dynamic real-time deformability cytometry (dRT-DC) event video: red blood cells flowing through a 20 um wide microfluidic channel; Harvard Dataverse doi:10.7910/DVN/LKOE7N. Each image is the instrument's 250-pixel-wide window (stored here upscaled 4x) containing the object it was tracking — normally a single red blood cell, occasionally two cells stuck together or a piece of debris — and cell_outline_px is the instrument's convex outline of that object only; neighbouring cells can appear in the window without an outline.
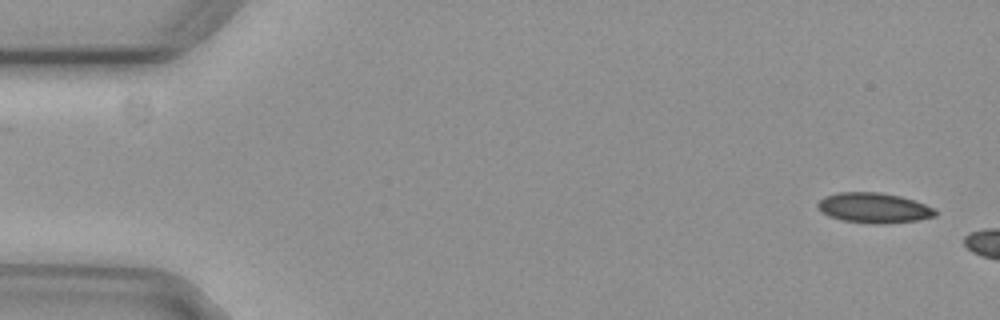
{"species": "common noctule bat (a hibernating species)", "species_latin": "Nyctalus noctula", "temperature_condition": "cold", "stored_images_in_passage": 2, "camera_frame_rate_fps": 3000, "um_per_image_px": 0.085, "animal": {"sex": "female", "body_mass_g": 29.2, "forearm_length_mm": 56.3}, "frame": {"image": 1, "passage_image": 2, "time_ms": 0.333, "image_size_px": [1000, 320], "cell_outline_px": [[936, 216], [920, 220], [880, 224], [872, 224], [840, 220], [828, 216], [816, 204], [824, 196], [840, 192], [880, 192], [900, 196], [924, 204], [932, 208], [936, 212]], "centroid_in_image_um": [74.27, 17.67], "position_along_channel_um": 10.7, "area_um2": 20.58}}